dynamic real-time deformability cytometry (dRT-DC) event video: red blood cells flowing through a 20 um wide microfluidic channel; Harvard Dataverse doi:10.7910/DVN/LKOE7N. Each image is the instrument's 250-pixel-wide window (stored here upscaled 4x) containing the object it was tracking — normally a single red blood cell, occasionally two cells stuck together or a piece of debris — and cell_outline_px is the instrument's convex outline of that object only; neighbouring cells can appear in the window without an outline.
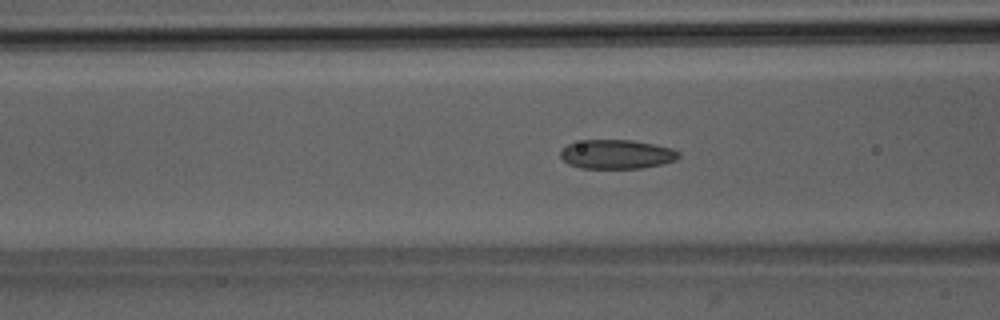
{"species": "Egyptian fruit bat (a non-hibernating species)", "species_latin": "Rousettus aegyptiacus", "temperature_condition": "room temperature", "stored_images_in_passage": 51, "camera_frame_rate_fps": 3000, "um_per_image_px": 0.085, "animal": {"sex": "male"}, "frame": {"image": 1, "passage_image": 20, "time_ms": 6.333, "image_size_px": [1000, 320], "cell_outline_px": [[680, 156], [676, 160], [664, 164], [644, 168], [580, 168], [568, 164], [560, 156], [560, 152], [568, 144], [584, 140], [632, 140], [672, 148], [680, 152]], "centroid_in_image_um": [52.45, 13.12], "position_along_channel_um": 114.2, "area_um2": 20.11}}
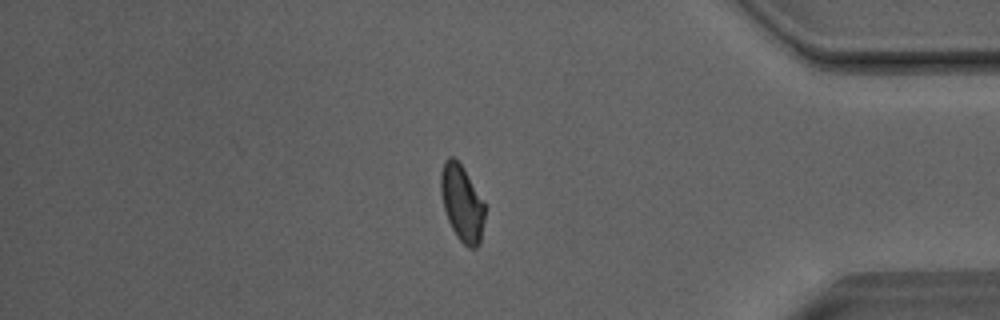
{"frame": {"image": 2, "passage_image": 43, "time_ms": 14.0, "image_size_px": [1000, 320], "cell_outline_px": [[484, 220], [480, 244], [476, 248], [468, 248], [456, 236], [448, 220], [444, 208], [440, 192], [440, 176], [444, 160], [448, 156], [452, 156], [464, 168], [484, 200]], "centroid_in_image_um": [39.27, 17.26], "position_along_channel_um": 395.9, "area_um2": 19.71}}
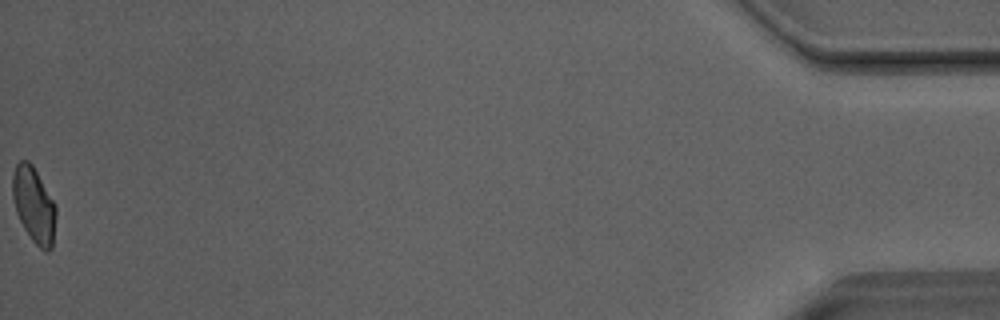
{"frame": {"image": 3, "passage_image": 51, "time_ms": 16.667, "image_size_px": [1000, 320], "cell_outline_px": [[56, 216], [52, 248], [48, 252], [44, 252], [32, 240], [24, 228], [16, 212], [12, 196], [12, 176], [16, 164], [20, 160], [28, 160], [32, 164], [56, 204]], "centroid_in_image_um": [2.88, 17.42], "position_along_channel_um": 432.3, "area_um2": 19.25}, "authors_computed_cell_mechanics": {"area_um2": 19.8254, "velocity_mm_per_s": 4.0539, "shape_relaxation_time_tau1_ms": 9.759, "shape_relaxation_time_tau2_ms": 1.4759, "deformation_change_tau1": 0.1711, "deformation_change_tau2": 0.0679}}